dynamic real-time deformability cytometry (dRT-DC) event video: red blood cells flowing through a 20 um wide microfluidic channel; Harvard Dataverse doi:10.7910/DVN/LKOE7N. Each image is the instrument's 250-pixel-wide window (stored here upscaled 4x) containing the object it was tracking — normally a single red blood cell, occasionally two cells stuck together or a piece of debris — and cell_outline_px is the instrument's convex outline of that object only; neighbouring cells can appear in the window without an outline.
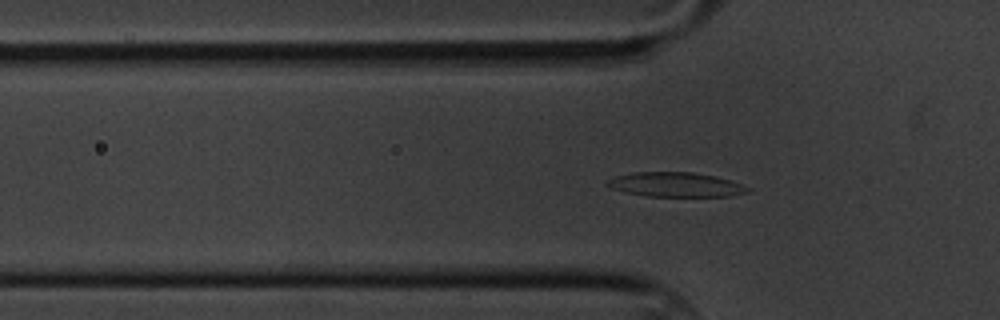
{"species": "common noctule bat (a hibernating species)", "species_latin": "Nyctalus noctula", "temperature_condition": "cold", "stored_images_in_passage": 59, "camera_frame_rate_fps": 3000, "um_per_image_px": 0.085, "animal": {"sex": "male", "body_mass_g": 20.1, "forearm_length_mm": 53.5}, "frame": {"image": 1, "passage_image": 19, "time_ms": 6.0, "image_size_px": [1000, 320], "cell_outline_px": [[752, 188], [748, 192], [732, 196], [648, 196], [624, 192], [612, 188], [604, 184], [608, 180], [616, 176], [632, 172], [692, 172], [716, 176], [732, 180]], "centroid_in_image_um": [57.47, 15.69], "position_along_channel_um": 68.3, "area_um2": 20.17}}
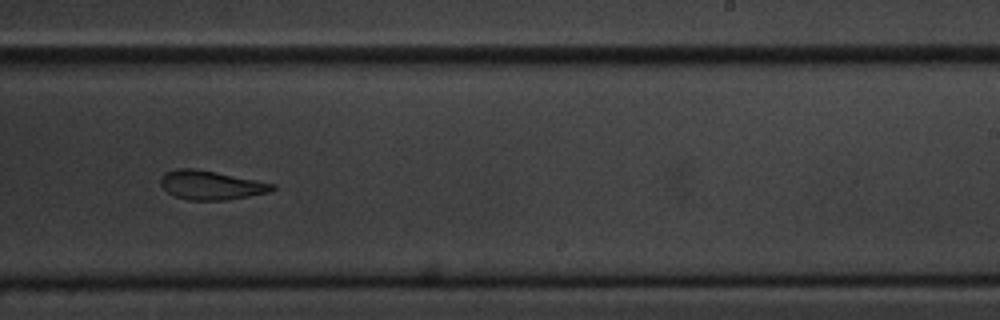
{"frame": {"image": 2, "passage_image": 37, "time_ms": 12.0, "image_size_px": [1000, 320], "cell_outline_px": [[276, 188], [268, 192], [228, 200], [188, 200], [176, 196], [168, 192], [160, 184], [160, 180], [168, 172], [176, 168], [196, 168], [276, 184]], "centroid_in_image_um": [17.95, 15.74], "position_along_channel_um": 271.1, "area_um2": 18.67}}
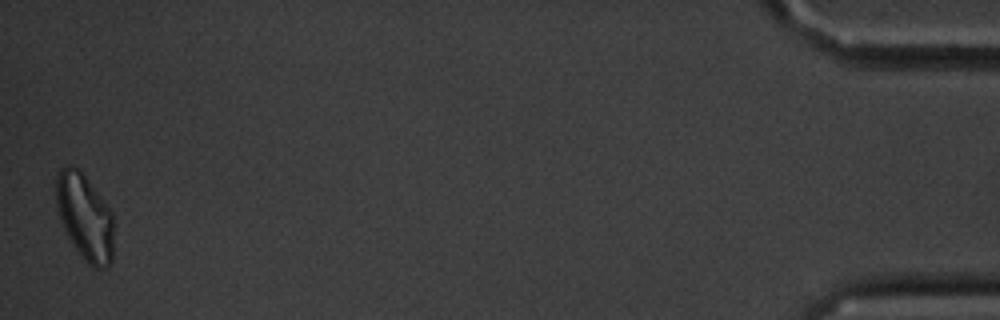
{"frame": {"image": 3, "passage_image": 59, "time_ms": 19.333, "image_size_px": [1000, 320], "cell_outline_px": [[112, 260], [108, 268], [92, 268], [84, 260], [72, 244], [64, 232], [60, 220], [56, 204], [56, 172], [60, 168], [68, 164], [72, 164], [80, 168], [112, 212]], "centroid_in_image_um": [7.17, 18.41], "position_along_channel_um": 428.0, "area_um2": 29.36}, "authors_computed_cell_mechanics": {"area_um2": 20.1722, "velocity_mm_per_s": 3.3749, "shape_relaxation_time_tau1_ms": 4.9167, "shape_relaxation_time_tau2_ms": 3.1517, "deformation_change_tau1": 0.1356, "deformation_change_tau2": 0.1094}}